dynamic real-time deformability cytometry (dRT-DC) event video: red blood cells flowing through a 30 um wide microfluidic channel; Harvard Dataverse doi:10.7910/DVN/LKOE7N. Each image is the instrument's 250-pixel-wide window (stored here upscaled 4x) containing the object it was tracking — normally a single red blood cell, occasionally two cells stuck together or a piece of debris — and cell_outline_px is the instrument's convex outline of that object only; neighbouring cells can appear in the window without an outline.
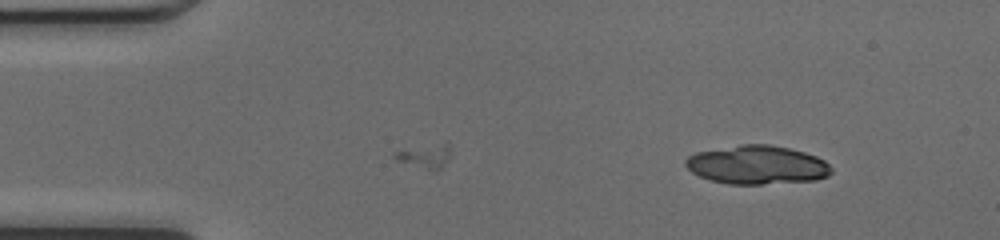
{"species": "common noctule bat (a hibernating species)", "species_latin": "Nyctalus noctula", "temperature_condition": "cold", "stored_images_in_passage": 11, "camera_frame_rate_fps": 3000, "um_per_image_px": 0.085, "animal": {"sex": "female", "body_mass_g": 17.0, "forearm_length_mm": 48.0}, "frame": {"image": 1, "passage_image": 11, "time_ms": 3.333, "image_size_px": [1000, 240], "cell_outline_px": [[832, 172], [828, 176], [816, 180], [760, 184], [728, 184], [712, 180], [700, 176], [692, 172], [684, 164], [684, 160], [688, 156], [696, 152], [740, 144], [768, 144], [788, 148], [804, 152], [816, 156], [824, 160], [832, 168]], "centroid_in_image_um": [64.35, 14.01], "position_along_channel_um": 20.7, "area_um2": 32.83}}